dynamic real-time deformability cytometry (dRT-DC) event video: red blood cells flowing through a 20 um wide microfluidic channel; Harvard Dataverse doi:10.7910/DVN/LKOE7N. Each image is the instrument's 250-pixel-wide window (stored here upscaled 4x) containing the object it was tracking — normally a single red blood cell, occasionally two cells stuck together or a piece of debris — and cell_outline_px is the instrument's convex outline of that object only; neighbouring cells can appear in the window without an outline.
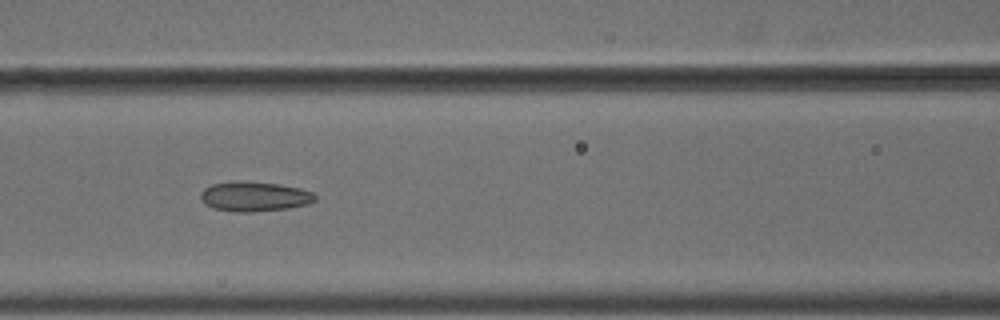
{"species": "common noctule bat (a hibernating species)", "species_latin": "Nyctalus noctula", "temperature_condition": "cold", "stored_images_in_passage": 9, "camera_frame_rate_fps": 3000, "um_per_image_px": 0.085, "animal": {"sex": "male", "body_mass_g": 18.8}, "frame": {"image": 1, "passage_image": 7, "time_ms": 2.0, "image_size_px": [1000, 320], "cell_outline_px": [[316, 200], [308, 204], [288, 208], [252, 212], [236, 212], [212, 208], [204, 204], [200, 200], [200, 192], [204, 188], [212, 184], [280, 184], [300, 188], [312, 192], [316, 196]], "centroid_in_image_um": [21.64, 16.76], "position_along_channel_um": 145.0, "area_um2": 19.13}}
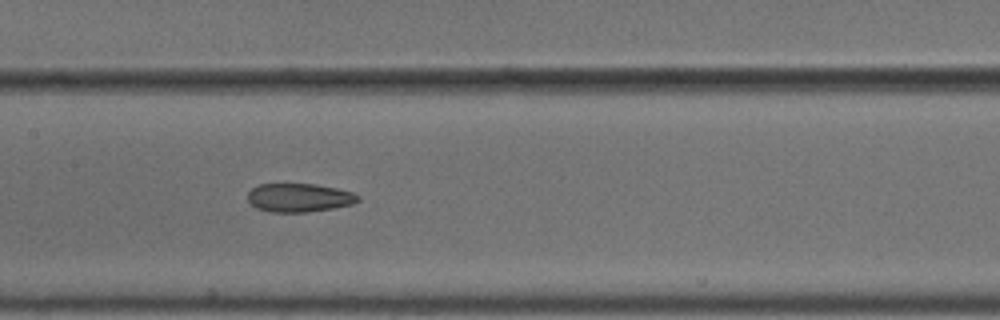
{"frame": {"image": 2, "passage_image": 8, "time_ms": 2.333, "image_size_px": [1000, 320], "cell_outline_px": [[360, 200], [352, 204], [332, 208], [304, 212], [272, 212], [256, 208], [248, 200], [248, 192], [252, 188], [260, 184], [316, 184], [336, 188], [352, 192], [360, 196]], "centroid_in_image_um": [25.43, 16.8], "position_along_channel_um": 182.0, "area_um2": 18.26}}
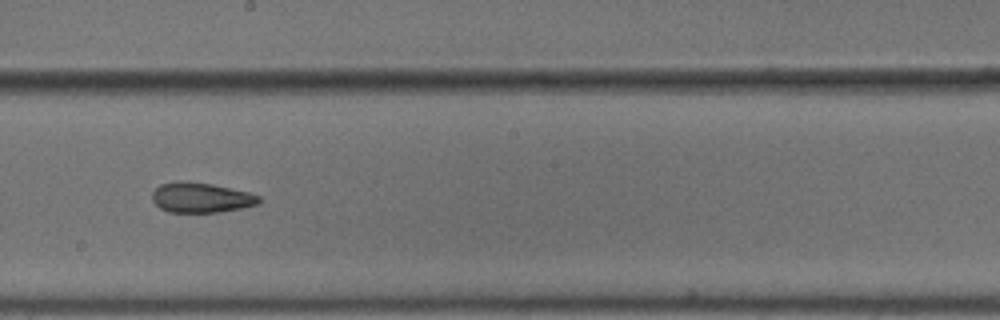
{"frame": {"image": 3, "passage_image": 9, "time_ms": 2.667, "image_size_px": [1000, 320], "cell_outline_px": [[260, 204], [220, 212], [168, 212], [160, 208], [152, 200], [152, 192], [160, 184], [180, 180], [188, 180], [212, 184], [248, 192], [260, 196]], "centroid_in_image_um": [17.07, 16.78], "position_along_channel_um": 231.1, "area_um2": 18.84}}